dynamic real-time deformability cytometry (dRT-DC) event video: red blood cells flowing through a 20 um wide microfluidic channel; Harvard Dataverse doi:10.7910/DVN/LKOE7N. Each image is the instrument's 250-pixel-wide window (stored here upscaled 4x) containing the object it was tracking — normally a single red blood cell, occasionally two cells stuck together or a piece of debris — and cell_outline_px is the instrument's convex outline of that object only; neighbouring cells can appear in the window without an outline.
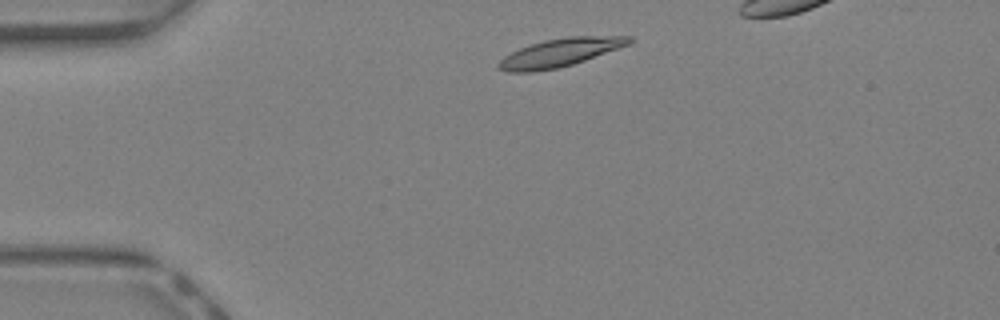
{"species": "Egyptian fruit bat (a non-hibernating species)", "species_latin": "Rousettus aegyptiacus", "temperature_condition": "warm", "stored_images_in_passage": 8, "camera_frame_rate_fps": 3000, "um_per_image_px": 0.085, "animal": {"sex": "female"}, "frame": {"image": 1, "passage_image": 1, "time_ms": 0.0, "image_size_px": [1000, 320], "cell_outline_px": [[632, 40], [628, 44], [584, 60], [572, 64], [556, 68], [532, 72], [508, 72], [496, 68], [496, 64], [504, 56], [520, 48], [544, 40], [568, 36], [632, 36]], "centroid_in_image_um": [47.53, 4.47], "position_along_channel_um": 37.5, "area_um2": 21.1}}
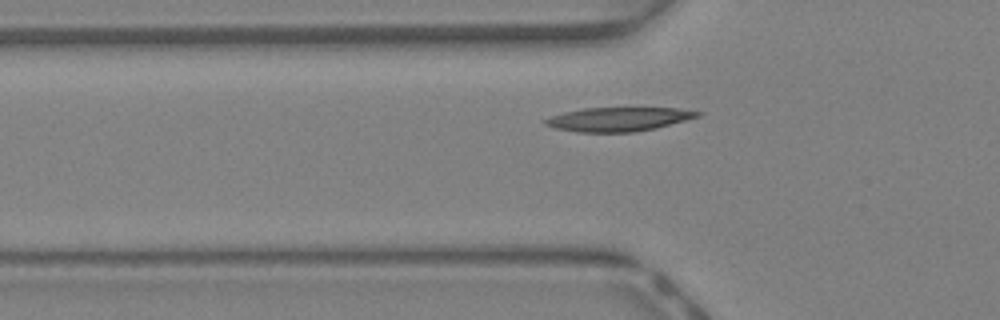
{"frame": {"image": 2, "passage_image": 6, "time_ms": 1.667, "image_size_px": [1000, 320], "cell_outline_px": [[700, 116], [656, 128], [632, 132], [576, 132], [556, 128], [544, 124], [544, 120], [552, 116], [564, 112], [584, 108], [676, 108], [700, 112]], "centroid_in_image_um": [52.55, 10.13], "position_along_channel_um": 73.2, "area_um2": 20.98}}